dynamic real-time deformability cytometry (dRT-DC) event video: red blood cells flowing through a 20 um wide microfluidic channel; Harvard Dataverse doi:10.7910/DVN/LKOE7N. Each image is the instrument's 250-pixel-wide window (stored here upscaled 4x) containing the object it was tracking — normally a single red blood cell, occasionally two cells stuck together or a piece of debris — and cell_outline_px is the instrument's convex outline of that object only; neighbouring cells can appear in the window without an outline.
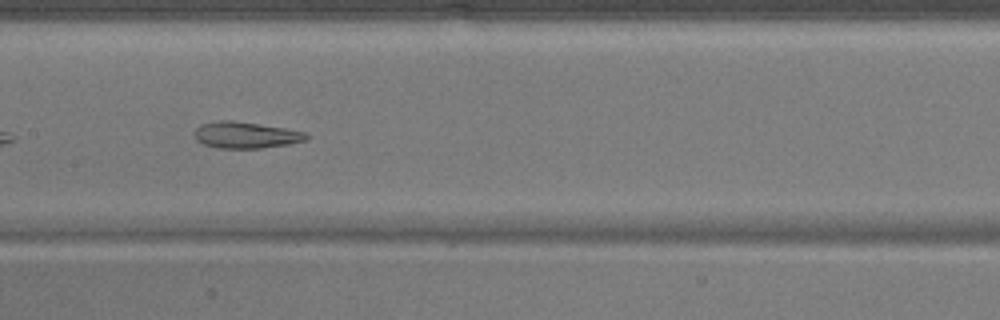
{"species": "common noctule bat (a hibernating species)", "species_latin": "Nyctalus noctula", "temperature_condition": "warm", "stored_images_in_passage": 36, "camera_frame_rate_fps": 3000, "um_per_image_px": 0.085, "animal": {"sex": "male", "body_mass_g": 17.9}, "frame": {"image": 1, "passage_image": 11, "time_ms": 3.333, "image_size_px": [1000, 320], "cell_outline_px": [[308, 136], [304, 140], [288, 144], [260, 148], [216, 148], [204, 144], [196, 140], [196, 128], [200, 124], [220, 120], [232, 120], [284, 128], [304, 132]], "centroid_in_image_um": [20.84, 11.48], "position_along_channel_um": 186.6, "area_um2": 16.94}}
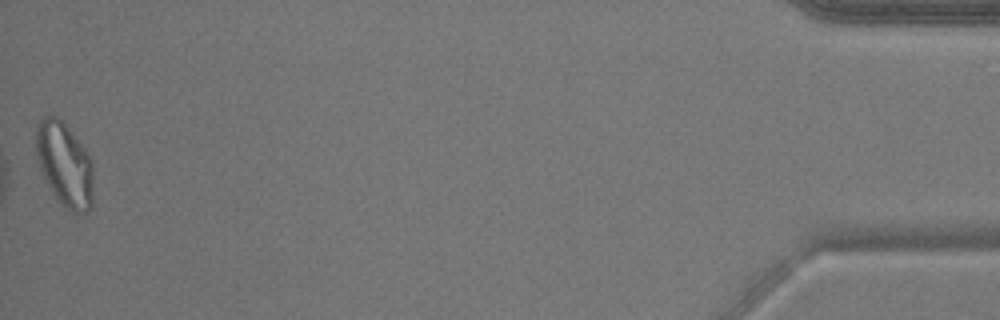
{"frame": {"image": 2, "passage_image": 36, "time_ms": 11.667, "image_size_px": [1000, 320], "cell_outline_px": [[92, 204], [84, 212], [72, 212], [60, 204], [48, 184], [40, 168], [36, 156], [36, 128], [40, 120], [44, 116], [56, 116], [68, 128], [84, 148], [92, 160]], "centroid_in_image_um": [5.48, 13.97], "position_along_channel_um": 429.7, "area_um2": 27.63}}